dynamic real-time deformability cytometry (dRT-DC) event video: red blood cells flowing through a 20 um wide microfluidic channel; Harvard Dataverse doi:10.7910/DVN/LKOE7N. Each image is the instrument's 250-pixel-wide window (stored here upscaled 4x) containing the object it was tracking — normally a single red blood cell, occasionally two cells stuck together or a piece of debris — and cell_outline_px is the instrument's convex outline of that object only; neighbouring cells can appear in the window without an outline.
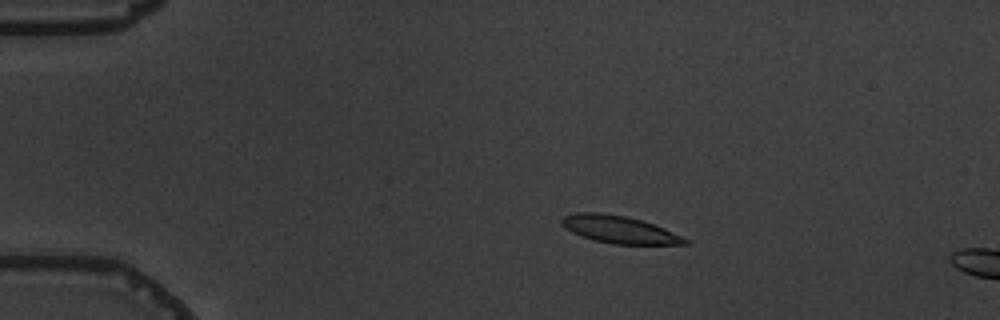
{"species": "common noctule bat (a hibernating species)", "species_latin": "Nyctalus noctula", "temperature_condition": "warm", "stored_images_in_passage": 5, "camera_frame_rate_fps": 3000, "um_per_image_px": 0.085, "animal": {"sex": "male", "body_mass_g": 19.5, "forearm_length_mm": 54.6}, "frame": {"image": 1, "passage_image": 3, "time_ms": 2.667, "image_size_px": [1000, 320], "cell_outline_px": [[688, 244], [612, 244], [592, 240], [580, 236], [572, 232], [560, 224], [560, 220], [564, 216], [576, 212], [600, 212], [624, 216], [640, 220], [664, 228], [688, 240]], "centroid_in_image_um": [52.56, 19.51], "position_along_channel_um": 32.4, "area_um2": 19.54}}